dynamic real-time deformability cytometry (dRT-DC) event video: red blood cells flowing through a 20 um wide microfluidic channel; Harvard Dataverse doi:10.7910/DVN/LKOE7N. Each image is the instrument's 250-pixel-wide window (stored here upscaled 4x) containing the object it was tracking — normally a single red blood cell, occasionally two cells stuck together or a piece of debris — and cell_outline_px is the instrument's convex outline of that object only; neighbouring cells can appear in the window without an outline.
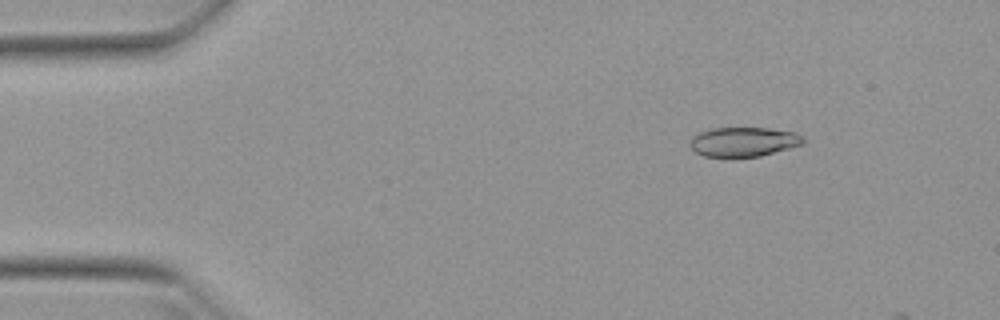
{"species": "Egyptian fruit bat (a non-hibernating species)", "species_latin": "Rousettus aegyptiacus", "temperature_condition": "warm", "stored_images_in_passage": 6, "camera_frame_rate_fps": 3000, "um_per_image_px": 0.085, "animal": {"sex": "female"}, "frame": {"image": 1, "passage_image": 1, "time_ms": 0.0, "image_size_px": [1000, 320], "cell_outline_px": [[804, 144], [760, 156], [704, 156], [696, 152], [688, 144], [692, 136], [700, 132], [712, 128], [768, 128], [796, 132], [804, 136]], "centroid_in_image_um": [63.22, 12.04], "position_along_channel_um": 21.8, "area_um2": 19.36}}